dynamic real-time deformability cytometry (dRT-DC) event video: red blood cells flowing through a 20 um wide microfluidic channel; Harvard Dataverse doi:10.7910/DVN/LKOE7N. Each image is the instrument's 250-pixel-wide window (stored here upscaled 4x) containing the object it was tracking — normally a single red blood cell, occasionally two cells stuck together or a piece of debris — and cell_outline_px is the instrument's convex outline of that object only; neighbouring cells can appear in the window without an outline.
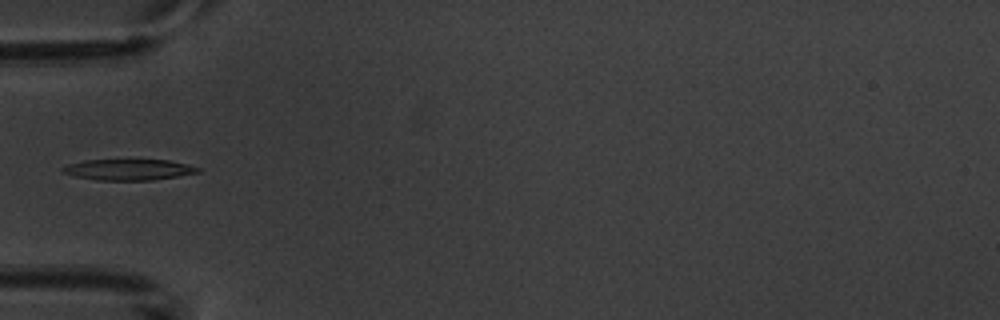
{"species": "common noctule bat (a hibernating species)", "species_latin": "Nyctalus noctula", "temperature_condition": "warm", "stored_images_in_passage": 8, "camera_frame_rate_fps": 3000, "um_per_image_px": 0.085, "animal": {"sex": "male", "body_mass_g": 20.1, "forearm_length_mm": 53.5}, "frame": {"image": 1, "passage_image": 5, "time_ms": 6.0, "image_size_px": [1000, 320], "cell_outline_px": [[200, 172], [152, 180], [96, 180], [76, 176], [64, 172], [60, 168], [68, 164], [84, 160], [168, 160], [200, 168]], "centroid_in_image_um": [10.9, 14.42], "position_along_channel_um": 74.1, "area_um2": 16.24}}
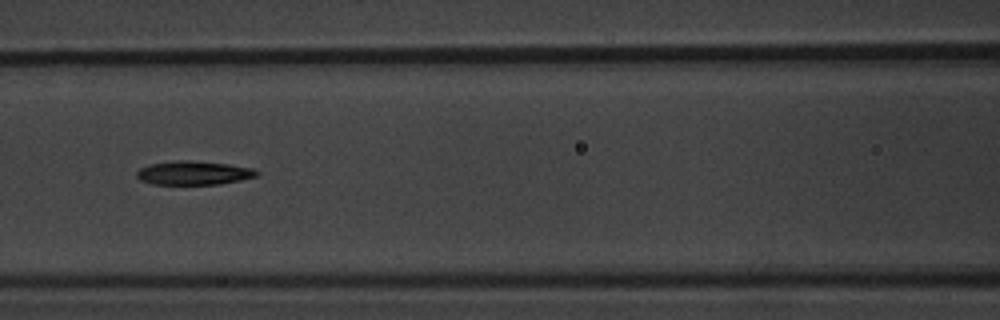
{"frame": {"image": 2, "passage_image": 7, "time_ms": 8.0, "image_size_px": [1000, 320], "cell_outline_px": [[260, 172], [256, 176], [240, 180], [220, 184], [152, 184], [140, 180], [136, 176], [136, 172], [140, 168], [148, 164], [176, 160], [188, 160], [228, 164], [252, 168]], "centroid_in_image_um": [16.43, 14.69], "position_along_channel_um": 150.2, "area_um2": 16.65}}
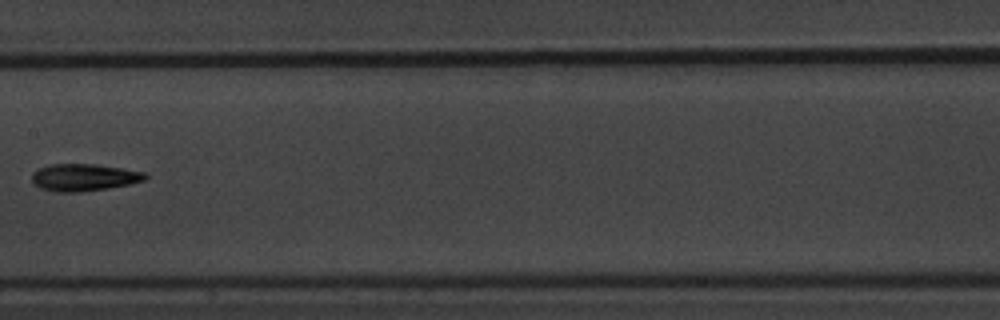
{"frame": {"image": 3, "passage_image": 8, "time_ms": 9.333, "image_size_px": [1000, 320], "cell_outline_px": [[148, 176], [144, 180], [128, 184], [108, 188], [80, 192], [56, 192], [40, 188], [32, 180], [32, 172], [40, 168], [52, 164], [96, 164], [148, 172]], "centroid_in_image_um": [7.16, 15.07], "position_along_channel_um": 200.2, "area_um2": 17.92}}